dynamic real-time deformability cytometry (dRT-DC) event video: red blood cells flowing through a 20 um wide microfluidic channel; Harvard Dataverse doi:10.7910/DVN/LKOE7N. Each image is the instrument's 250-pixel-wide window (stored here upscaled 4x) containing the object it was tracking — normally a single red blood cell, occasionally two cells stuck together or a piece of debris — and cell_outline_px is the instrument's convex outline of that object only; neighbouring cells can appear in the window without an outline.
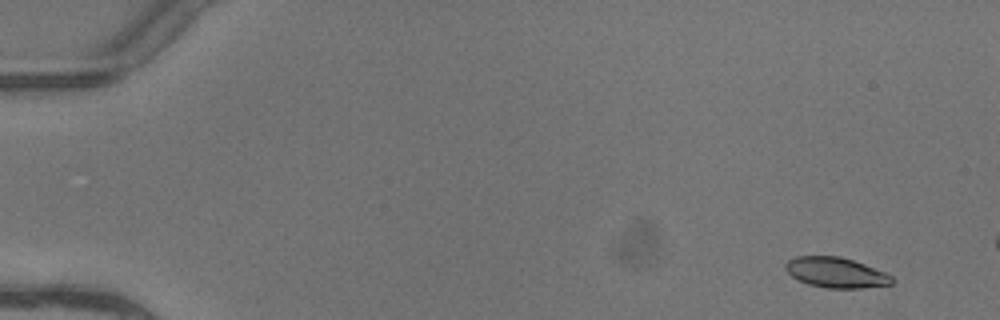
{"species": "common noctule bat (a hibernating species)", "species_latin": "Nyctalus noctula", "temperature_condition": "warm", "stored_images_in_passage": 4, "camera_frame_rate_fps": 3000, "um_per_image_px": 0.085, "animal": {"sex": "female"}, "frame": {"image": 1, "passage_image": 1, "time_ms": 0.0, "image_size_px": [1000, 320], "cell_outline_px": [[892, 284], [860, 288], [828, 288], [808, 284], [792, 276], [784, 268], [784, 264], [788, 260], [796, 256], [840, 256], [864, 264], [884, 272], [892, 276]], "centroid_in_image_um": [71.03, 23.16], "position_along_channel_um": 14.0, "area_um2": 18.61}}